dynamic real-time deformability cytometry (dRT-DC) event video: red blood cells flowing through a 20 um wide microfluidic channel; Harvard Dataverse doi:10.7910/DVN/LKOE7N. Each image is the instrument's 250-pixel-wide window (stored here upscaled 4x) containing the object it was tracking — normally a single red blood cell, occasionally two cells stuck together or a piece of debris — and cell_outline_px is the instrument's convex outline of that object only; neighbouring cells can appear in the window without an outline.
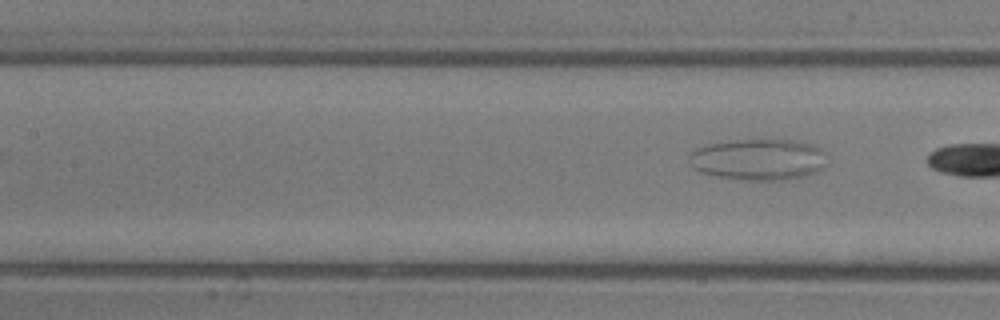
{"species": "common noctule bat (a hibernating species)", "species_latin": "Nyctalus noctula", "temperature_condition": "room temperature", "stored_images_in_passage": 4, "camera_frame_rate_fps": 3000, "um_per_image_px": 0.085, "animal": {"sex": "male", "body_mass_g": 13.3}, "frame": {"image": 1, "passage_image": 4, "time_ms": 3.667, "image_size_px": [1000, 320], "cell_outline_px": [[832, 156], [824, 168], [816, 172], [804, 176], [780, 180], [740, 180], [716, 176], [700, 172], [688, 160], [688, 156], [696, 148], [708, 144], [736, 140], [788, 140], [812, 144], [828, 152]], "centroid_in_image_um": [64.55, 13.56], "position_along_channel_um": 142.8, "area_um2": 33.58}}